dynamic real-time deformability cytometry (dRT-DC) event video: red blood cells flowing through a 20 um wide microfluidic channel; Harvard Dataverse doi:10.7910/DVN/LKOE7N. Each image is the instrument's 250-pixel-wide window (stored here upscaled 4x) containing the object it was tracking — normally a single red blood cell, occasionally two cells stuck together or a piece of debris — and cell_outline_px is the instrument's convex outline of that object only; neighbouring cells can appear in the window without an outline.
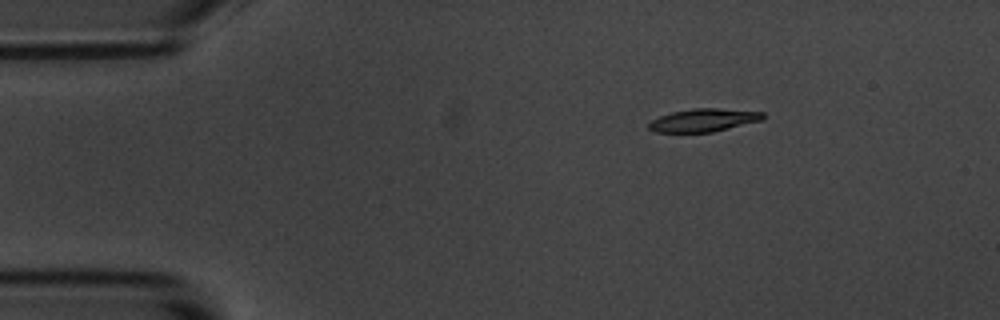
{"species": "common noctule bat (a hibernating species)", "species_latin": "Nyctalus noctula", "temperature_condition": "room temperature", "stored_images_in_passage": 5, "camera_frame_rate_fps": 3000, "um_per_image_px": 0.085, "animal": {"sex": "male", "body_mass_g": 20.1, "forearm_length_mm": 53.5}, "frame": {"image": 1, "passage_image": 3, "time_ms": 2.333, "image_size_px": [1000, 320], "cell_outline_px": [[764, 120], [712, 132], [656, 132], [648, 128], [648, 124], [652, 120], [660, 116], [672, 112], [692, 108], [720, 108], [764, 112]], "centroid_in_image_um": [59.83, 10.21], "position_along_channel_um": 25.2, "area_um2": 15.32}}